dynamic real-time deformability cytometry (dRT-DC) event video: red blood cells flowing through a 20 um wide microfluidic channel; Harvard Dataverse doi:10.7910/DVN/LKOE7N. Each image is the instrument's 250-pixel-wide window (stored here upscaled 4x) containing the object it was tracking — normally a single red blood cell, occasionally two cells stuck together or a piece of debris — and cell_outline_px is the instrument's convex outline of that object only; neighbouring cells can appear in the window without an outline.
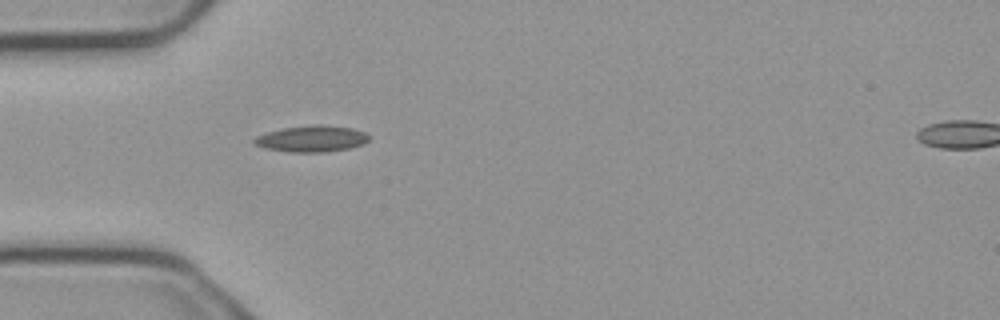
{"species": "common noctule bat (a hibernating species)", "species_latin": "Nyctalus noctula", "temperature_condition": "cold", "stored_images_in_passage": 2, "segment_of_instrument_passage": [1, 2], "camera_frame_rate_fps": 3000, "um_per_image_px": 0.085, "animal": {"sex": "male", "body_mass_g": 23.1, "forearm_length_mm": 52.7}, "frame": {"image": 1, "passage_image": 1, "time_ms": 0.0, "image_size_px": [1000, 320], "cell_outline_px": [[368, 140], [364, 144], [348, 148], [320, 152], [288, 152], [264, 148], [252, 144], [252, 140], [256, 136], [280, 128], [316, 124], [324, 124], [352, 128], [364, 132], [368, 136]], "centroid_in_image_um": [26.44, 11.78], "position_along_channel_um": 58.6, "area_um2": 17.69}}